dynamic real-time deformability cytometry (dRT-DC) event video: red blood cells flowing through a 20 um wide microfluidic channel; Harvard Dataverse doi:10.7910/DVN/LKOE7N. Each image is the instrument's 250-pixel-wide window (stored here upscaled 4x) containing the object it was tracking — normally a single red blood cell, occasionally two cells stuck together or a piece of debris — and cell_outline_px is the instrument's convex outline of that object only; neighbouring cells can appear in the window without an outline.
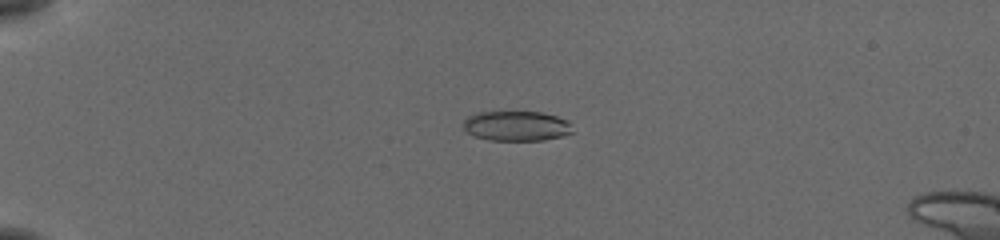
{"species": "common noctule bat (a hibernating species)", "species_latin": "Nyctalus noctula", "temperature_condition": "cold", "stored_images_in_passage": 42, "camera_frame_rate_fps": 3000, "um_per_image_px": 0.085, "animal": {"sex": "female", "body_mass_g": 19.5, "forearm_length_mm": 54.1}, "frame": {"image": 1, "passage_image": 1, "time_ms": 0.0, "image_size_px": [1000, 240], "cell_outline_px": [[572, 132], [560, 136], [544, 140], [488, 140], [472, 136], [464, 128], [464, 120], [468, 116], [476, 112], [540, 112], [556, 116], [568, 120]], "centroid_in_image_um": [43.86, 10.7], "position_along_channel_um": 41.1, "area_um2": 18.96}}
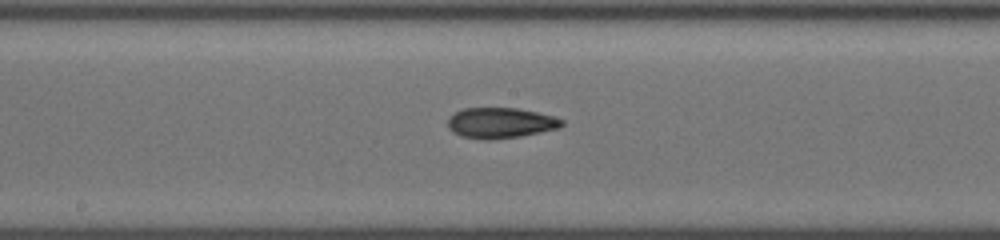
{"frame": {"image": 2, "passage_image": 18, "time_ms": 5.667, "image_size_px": [1000, 240], "cell_outline_px": [[564, 124], [560, 128], [520, 136], [492, 140], [480, 140], [460, 136], [452, 132], [448, 128], [448, 120], [456, 112], [464, 108], [516, 108], [536, 112], [552, 116], [564, 120]], "centroid_in_image_um": [42.53, 10.46], "position_along_channel_um": 205.7, "area_um2": 20.35}}
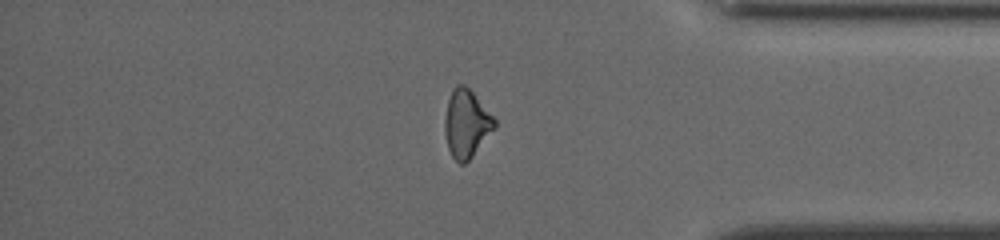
{"frame": {"image": 3, "passage_image": 34, "time_ms": 11.0, "image_size_px": [1000, 240], "cell_outline_px": [[496, 124], [472, 156], [464, 164], [460, 164], [452, 156], [448, 148], [444, 132], [444, 120], [448, 100], [452, 88], [456, 84], [464, 84], [472, 92], [496, 120]], "centroid_in_image_um": [39.6, 10.49], "position_along_channel_um": 395.6, "area_um2": 19.25}, "authors_computed_cell_mechanics": {"area_um2": 19.5364, "velocity_mm_per_s": 3.845, "shape_relaxation_time_tau1_ms": null, "shape_relaxation_time_tau2_ms": 2.4561, "deformation_change_tau1": null, "deformation_change_tau2": 0.0849}}